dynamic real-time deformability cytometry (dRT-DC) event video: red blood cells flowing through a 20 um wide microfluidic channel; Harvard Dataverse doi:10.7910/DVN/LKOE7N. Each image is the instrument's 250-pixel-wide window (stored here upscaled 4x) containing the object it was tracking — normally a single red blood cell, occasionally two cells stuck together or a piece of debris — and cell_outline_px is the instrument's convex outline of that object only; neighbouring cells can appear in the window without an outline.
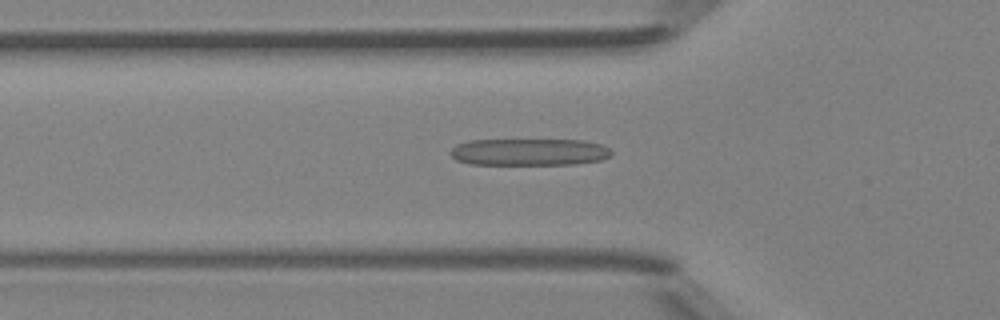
{"species": "Egyptian fruit bat (a non-hibernating species)", "species_latin": "Rousettus aegyptiacus", "temperature_condition": "room temperature", "stored_images_in_passage": 41, "camera_frame_rate_fps": 3000, "um_per_image_px": 0.085, "animal": {"sex": "female"}, "frame": {"image": 1, "passage_image": 9, "time_ms": 2.667, "image_size_px": [1000, 320], "cell_outline_px": [[612, 152], [608, 156], [600, 160], [576, 164], [468, 164], [456, 160], [452, 156], [452, 148], [456, 144], [468, 140], [584, 140], [600, 144], [608, 148]], "centroid_in_image_um": [44.95, 12.92], "position_along_channel_um": 80.8, "area_um2": 25.2}}
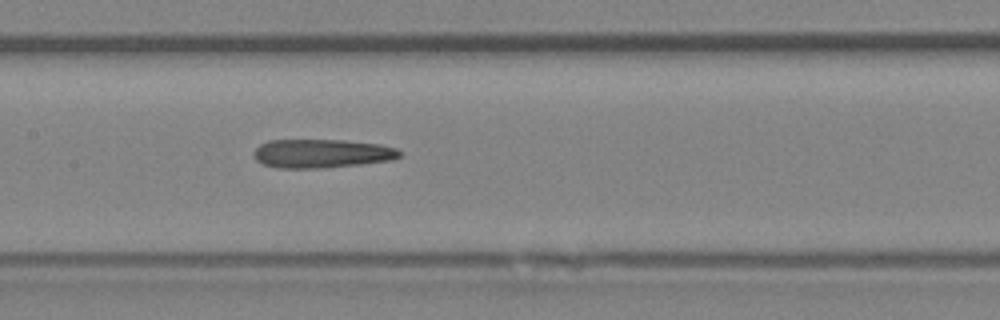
{"frame": {"image": 2, "passage_image": 16, "time_ms": 5.0, "image_size_px": [1000, 320], "cell_outline_px": [[400, 156], [392, 160], [360, 164], [320, 168], [276, 168], [264, 164], [256, 160], [256, 148], [260, 144], [268, 140], [344, 140], [380, 144], [396, 148], [400, 152]], "centroid_in_image_um": [27.36, 13.04], "position_along_channel_um": 180.0, "area_um2": 24.28}}
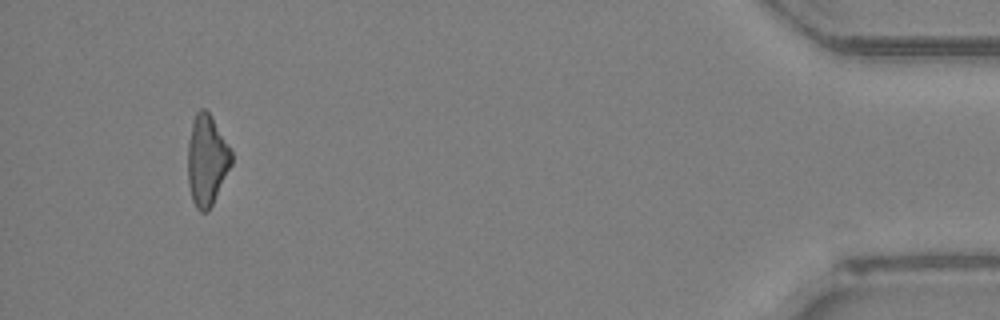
{"frame": {"image": 3, "passage_image": 38, "time_ms": 12.333, "image_size_px": [1000, 320], "cell_outline_px": [[232, 164], [208, 212], [200, 212], [196, 208], [192, 200], [188, 184], [188, 140], [192, 124], [196, 112], [200, 108], [204, 108], [208, 112], [232, 152]], "centroid_in_image_um": [17.56, 13.65], "position_along_channel_um": 417.6, "area_um2": 22.77}, "authors_computed_cell_mechanics": {"area_um2": 24.1026, "velocity_mm_per_s": 4.2464, "shape_relaxation_time_tau1_ms": 10.6198, "shape_relaxation_time_tau2_ms": null, "deformation_change_tau1": 0.2691, "deformation_change_tau2": null}}